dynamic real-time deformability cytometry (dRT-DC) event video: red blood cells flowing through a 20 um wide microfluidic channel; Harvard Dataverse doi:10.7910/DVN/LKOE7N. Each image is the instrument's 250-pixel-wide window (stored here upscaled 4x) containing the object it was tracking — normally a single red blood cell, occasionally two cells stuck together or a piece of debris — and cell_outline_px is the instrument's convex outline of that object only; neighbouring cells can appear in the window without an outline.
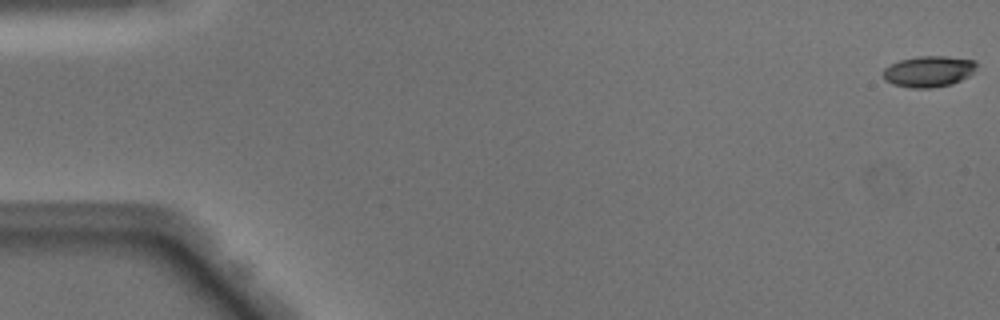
{"species": "Egyptian fruit bat (a non-hibernating species)", "species_latin": "Rousettus aegyptiacus", "temperature_condition": "warm", "stored_images_in_passage": 9, "camera_frame_rate_fps": 3000, "um_per_image_px": 0.085, "animal": {"sex": "male"}, "frame": {"image": 1, "passage_image": 1, "time_ms": 0.0, "image_size_px": [1000, 320], "cell_outline_px": [[976, 64], [972, 72], [968, 76], [952, 84], [928, 88], [912, 88], [892, 84], [884, 80], [884, 68], [900, 60], [916, 56], [948, 56], [976, 60]], "centroid_in_image_um": [78.93, 6.06], "position_along_channel_um": 6.1, "area_um2": 16.82}}